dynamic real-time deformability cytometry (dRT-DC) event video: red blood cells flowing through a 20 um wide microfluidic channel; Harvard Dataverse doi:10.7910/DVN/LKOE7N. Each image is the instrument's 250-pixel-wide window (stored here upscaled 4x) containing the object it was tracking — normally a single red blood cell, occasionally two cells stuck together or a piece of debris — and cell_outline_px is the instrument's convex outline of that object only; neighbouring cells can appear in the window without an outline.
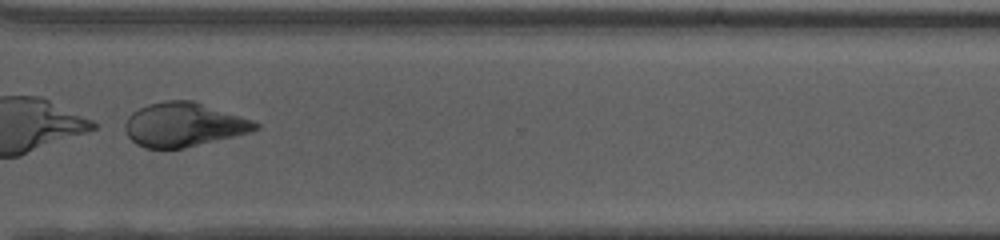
{"species": "human", "species_latin": "Homo sapiens", "temperature_condition": "cold", "stored_images_in_passage": 50, "segment_of_instrument_passage": [2, 2], "camera_frame_rate_fps": 3000, "um_per_image_px": 0.085, "donor": {"sex": "female"}, "frame": {"image": 1, "passage_image": 39, "time_ms": 12.667, "image_size_px": [1000, 240], "cell_outline_px": [[260, 128], [252, 132], [184, 148], [144, 148], [136, 144], [128, 136], [124, 128], [124, 124], [128, 116], [132, 112], [148, 104], [168, 100], [192, 100], [252, 120], [260, 124]], "centroid_in_image_um": [15.61, 10.6], "position_along_channel_um": 355.0, "area_um2": 33.35}}